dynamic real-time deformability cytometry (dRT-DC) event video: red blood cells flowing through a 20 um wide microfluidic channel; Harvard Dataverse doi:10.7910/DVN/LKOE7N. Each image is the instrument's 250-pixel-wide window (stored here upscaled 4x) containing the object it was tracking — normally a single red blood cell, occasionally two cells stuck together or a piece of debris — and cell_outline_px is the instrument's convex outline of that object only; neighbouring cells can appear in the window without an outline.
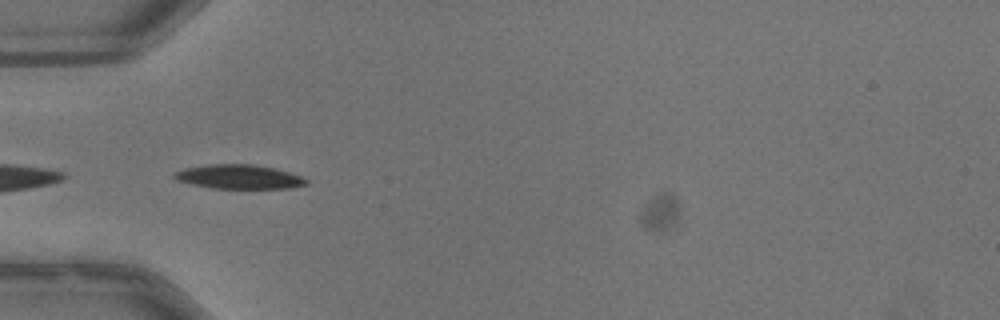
{"species": "common noctule bat (a hibernating species)", "species_latin": "Nyctalus noctula", "temperature_condition": "warm", "stored_images_in_passage": 32, "camera_frame_rate_fps": 3000, "um_per_image_px": 0.085, "animal": {"sex": "male", "body_mass_g": 13.3}, "frame": {"image": 1, "passage_image": 1, "time_ms": 0.0, "image_size_px": [1000, 320], "cell_outline_px": [[308, 184], [288, 188], [208, 188], [176, 180], [172, 176], [176, 172], [184, 168], [208, 164], [252, 164], [276, 168], [300, 176], [308, 180]], "centroid_in_image_um": [20.29, 15.02], "position_along_channel_um": 64.7, "area_um2": 18.55}}
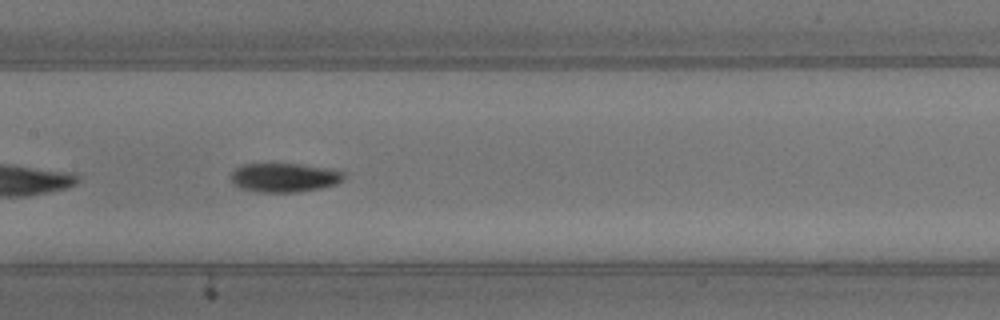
{"frame": {"image": 2, "passage_image": 10, "time_ms": 3.0, "image_size_px": [1000, 320], "cell_outline_px": [[344, 180], [336, 184], [320, 188], [296, 192], [256, 192], [240, 188], [232, 180], [232, 172], [240, 164], [300, 164], [340, 168], [344, 172]], "centroid_in_image_um": [24.25, 15.07], "position_along_channel_um": 183.1, "area_um2": 19.36}, "authors_computed_cell_mechanics": {"area_um2": 18.5827, "velocity_mm_per_s": 3.9896, "shape_relaxation_time_tau1_ms": 3.4193, "shape_relaxation_time_tau2_ms": 4.1625, "deformation_change_tau1": 0.1636, "deformation_change_tau2": 0.0746}}